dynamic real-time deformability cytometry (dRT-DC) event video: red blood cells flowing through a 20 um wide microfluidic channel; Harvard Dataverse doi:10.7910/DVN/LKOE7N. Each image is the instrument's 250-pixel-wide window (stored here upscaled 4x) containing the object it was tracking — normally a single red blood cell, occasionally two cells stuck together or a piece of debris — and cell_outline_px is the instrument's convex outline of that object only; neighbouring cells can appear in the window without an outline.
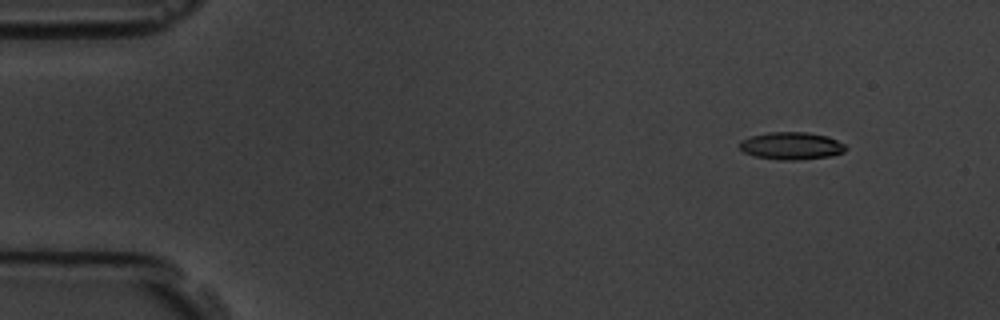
{"species": "common noctule bat (a hibernating species)", "species_latin": "Nyctalus noctula", "temperature_condition": "room temperature", "stored_images_in_passage": 5, "camera_frame_rate_fps": 3000, "um_per_image_px": 0.085, "animal": {"sex": "male", "body_mass_g": 19.5, "forearm_length_mm": 54.6}, "frame": {"image": 1, "passage_image": 2, "time_ms": 1.0, "image_size_px": [1000, 320], "cell_outline_px": [[848, 148], [844, 152], [832, 156], [796, 160], [780, 160], [756, 156], [744, 152], [740, 148], [740, 140], [752, 136], [768, 132], [808, 132], [828, 136], [844, 144]], "centroid_in_image_um": [67.3, 12.39], "position_along_channel_um": 17.7, "area_um2": 16.99}}
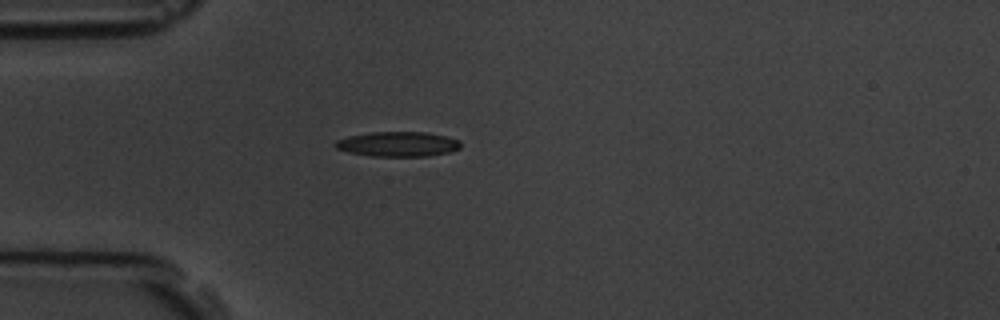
{"frame": {"image": 2, "passage_image": 4, "time_ms": 4.333, "image_size_px": [1000, 320], "cell_outline_px": [[460, 148], [448, 152], [428, 156], [372, 156], [348, 152], [336, 148], [332, 144], [336, 140], [348, 136], [372, 132], [424, 132], [448, 136], [460, 140]], "centroid_in_image_um": [33.81, 12.24], "position_along_channel_um": 51.2, "area_um2": 18.21}}